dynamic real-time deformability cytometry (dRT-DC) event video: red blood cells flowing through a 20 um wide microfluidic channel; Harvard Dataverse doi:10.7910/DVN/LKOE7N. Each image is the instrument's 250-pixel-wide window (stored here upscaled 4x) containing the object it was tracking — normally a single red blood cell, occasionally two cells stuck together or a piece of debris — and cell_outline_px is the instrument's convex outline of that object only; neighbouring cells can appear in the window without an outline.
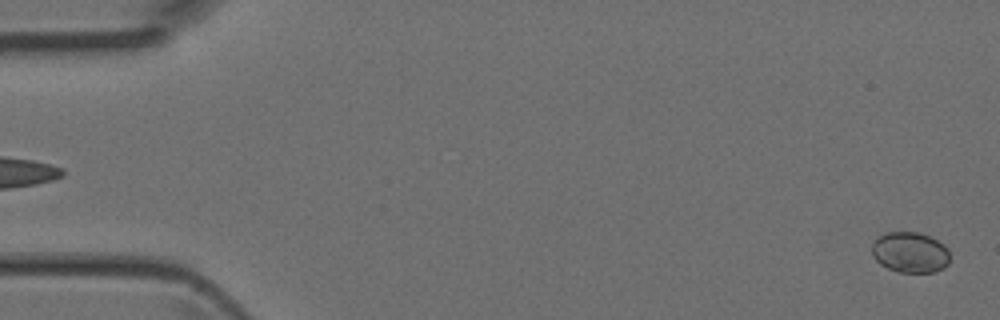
{"species": "Egyptian fruit bat (a non-hibernating species)", "species_latin": "Rousettus aegyptiacus", "temperature_condition": "room temperature", "stored_images_in_passage": 4, "segment_of_instrument_passage": [2, 2], "camera_frame_rate_fps": 3000, "um_per_image_px": 0.085, "animal": {"sex": "female"}, "frame": {"image": 1, "passage_image": 4, "time_ms": 1.0, "image_size_px": [1000, 320], "cell_outline_px": [[948, 264], [944, 268], [936, 272], [900, 272], [888, 268], [880, 264], [872, 256], [872, 244], [884, 232], [920, 232], [944, 244], [948, 248]], "centroid_in_image_um": [77.36, 21.45], "position_along_channel_um": 7.6, "area_um2": 18.5}}